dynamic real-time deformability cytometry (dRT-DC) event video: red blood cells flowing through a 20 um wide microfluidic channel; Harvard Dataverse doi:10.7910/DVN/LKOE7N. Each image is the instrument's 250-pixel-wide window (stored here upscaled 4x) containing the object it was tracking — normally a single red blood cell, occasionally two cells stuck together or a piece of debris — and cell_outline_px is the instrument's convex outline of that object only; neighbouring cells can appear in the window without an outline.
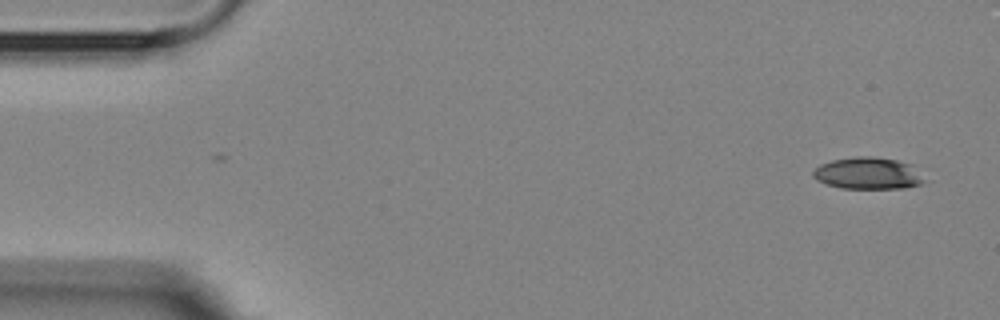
{"species": "Egyptian fruit bat (a non-hibernating species)", "species_latin": "Rousettus aegyptiacus", "temperature_condition": "room temperature", "stored_images_in_passage": 5, "camera_frame_rate_fps": 3000, "um_per_image_px": 0.085, "animal": {"sex": "female"}, "frame": {"image": 1, "passage_image": 1, "time_ms": 0.0, "image_size_px": [1000, 320], "cell_outline_px": [[924, 180], [920, 184], [904, 188], [840, 188], [816, 180], [812, 176], [812, 172], [820, 164], [832, 160], [856, 156], [872, 156], [896, 160], [912, 164]], "centroid_in_image_um": [73.74, 14.72], "position_along_channel_um": 11.3, "area_um2": 20.52}}